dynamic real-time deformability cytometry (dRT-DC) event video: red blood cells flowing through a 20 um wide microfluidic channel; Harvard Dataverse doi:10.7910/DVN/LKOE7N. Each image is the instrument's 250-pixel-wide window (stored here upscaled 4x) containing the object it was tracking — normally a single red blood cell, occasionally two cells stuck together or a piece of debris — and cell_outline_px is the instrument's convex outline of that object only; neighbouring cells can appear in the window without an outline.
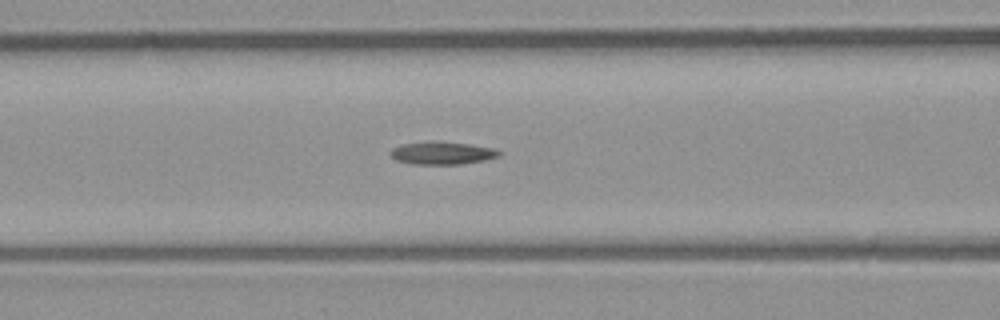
{"species": "common noctule bat (a hibernating species)", "species_latin": "Nyctalus noctula", "temperature_condition": "room temperature", "stored_images_in_passage": 8, "camera_frame_rate_fps": 3000, "um_per_image_px": 0.085, "animal": {"sex": "male", "body_mass_g": 23.1, "forearm_length_mm": 52.7}, "frame": {"image": 1, "passage_image": 8, "time_ms": 2.333, "image_size_px": [1000, 320], "cell_outline_px": [[500, 156], [484, 160], [460, 164], [412, 164], [396, 160], [388, 152], [392, 148], [404, 144], [428, 140], [432, 140], [468, 144], [496, 148], [500, 152]], "centroid_in_image_um": [37.57, 12.99], "position_along_channel_um": 129.0, "area_um2": 14.51}}